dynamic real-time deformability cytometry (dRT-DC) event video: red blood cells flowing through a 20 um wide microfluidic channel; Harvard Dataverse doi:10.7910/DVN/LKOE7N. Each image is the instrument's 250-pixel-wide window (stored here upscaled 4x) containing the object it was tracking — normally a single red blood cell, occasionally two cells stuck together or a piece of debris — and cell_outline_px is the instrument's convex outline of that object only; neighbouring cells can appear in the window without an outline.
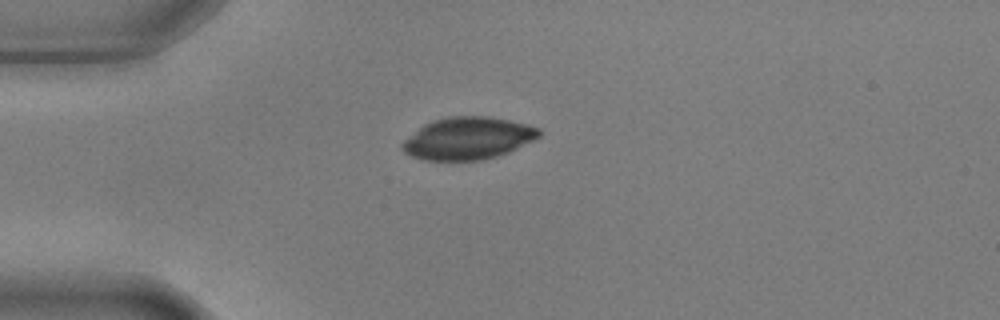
{"species": "common noctule bat (a hibernating species)", "species_latin": "Nyctalus noctula", "temperature_condition": "warm", "stored_images_in_passage": 3, "camera_frame_rate_fps": 3000, "um_per_image_px": 0.085, "animal": {"sex": "male", "body_mass_g": 17.9, "forearm_length_mm": 54.2}, "frame": {"image": 1, "passage_image": 1, "time_ms": 0.0, "image_size_px": [1000, 320], "cell_outline_px": [[540, 136], [508, 152], [496, 156], [480, 160], [420, 160], [404, 152], [400, 148], [400, 144], [404, 140], [424, 124], [432, 120], [448, 116], [488, 116], [528, 124], [540, 128]], "centroid_in_image_um": [39.74, 11.75], "position_along_channel_um": 45.3, "area_um2": 33.64}}